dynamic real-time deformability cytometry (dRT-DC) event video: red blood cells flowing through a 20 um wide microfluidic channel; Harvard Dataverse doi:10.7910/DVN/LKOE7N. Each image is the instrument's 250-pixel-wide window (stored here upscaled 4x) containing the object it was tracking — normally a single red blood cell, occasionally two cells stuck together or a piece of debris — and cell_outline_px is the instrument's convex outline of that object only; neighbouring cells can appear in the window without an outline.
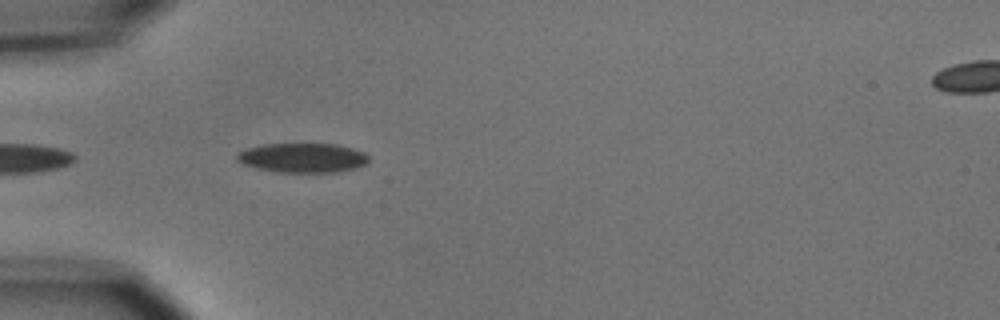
{"species": "common noctule bat (a hibernating species)", "species_latin": "Nyctalus noctula", "temperature_condition": "cold", "stored_images_in_passage": 2, "camera_frame_rate_fps": 3000, "um_per_image_px": 0.085, "animal": {"sex": "male", "body_mass_g": 15.6}, "frame": {"image": 1, "passage_image": 2, "time_ms": 1.333, "image_size_px": [1000, 320], "cell_outline_px": [[368, 160], [364, 164], [356, 168], [336, 172], [280, 172], [256, 168], [244, 164], [236, 160], [236, 156], [240, 152], [248, 148], [260, 144], [336, 144], [352, 148], [364, 152], [368, 156]], "centroid_in_image_um": [25.72, 13.41], "position_along_channel_um": 59.3, "area_um2": 22.48}}